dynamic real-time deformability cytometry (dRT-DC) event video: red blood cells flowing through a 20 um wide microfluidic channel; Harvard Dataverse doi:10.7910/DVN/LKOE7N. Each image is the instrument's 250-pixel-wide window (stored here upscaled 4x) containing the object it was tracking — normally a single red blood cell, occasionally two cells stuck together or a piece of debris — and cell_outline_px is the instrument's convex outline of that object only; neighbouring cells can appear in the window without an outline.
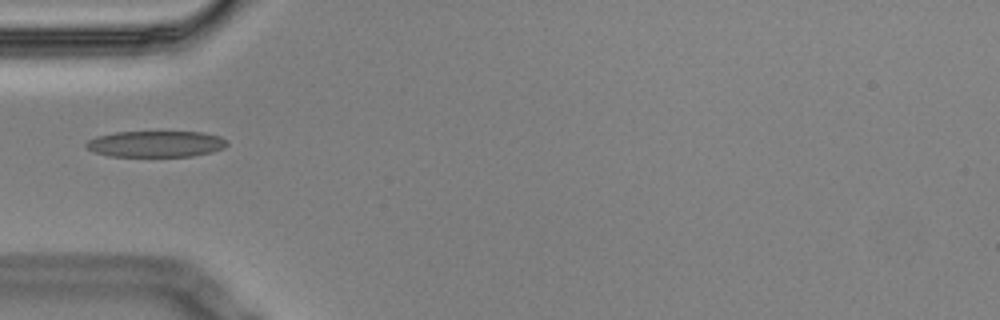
{"species": "Egyptian fruit bat (a non-hibernating species)", "species_latin": "Rousettus aegyptiacus", "temperature_condition": "cold", "stored_images_in_passage": 7, "camera_frame_rate_fps": 3000, "um_per_image_px": 0.085, "animal": {"sex": "male"}, "frame": {"image": 1, "passage_image": 4, "time_ms": 1.0, "image_size_px": [1000, 320], "cell_outline_px": [[228, 144], [224, 148], [212, 152], [192, 156], [108, 156], [92, 152], [84, 144], [88, 140], [96, 136], [116, 132], [204, 132], [220, 136], [228, 140]], "centroid_in_image_um": [13.26, 12.23], "position_along_channel_um": 71.7, "area_um2": 21.68}}
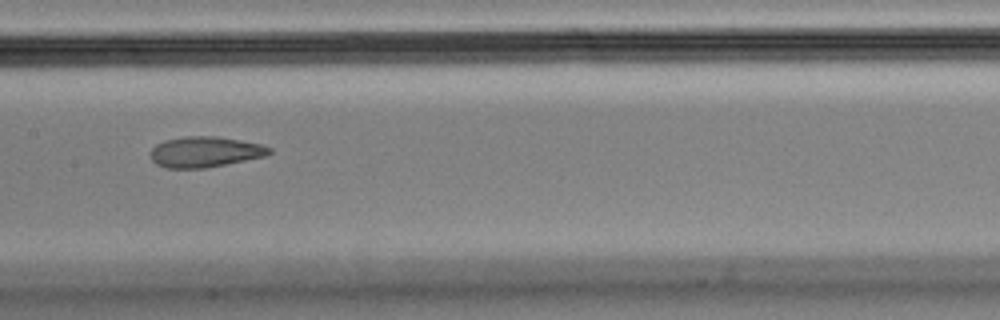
{"frame": {"image": 2, "passage_image": 7, "time_ms": 2.0, "image_size_px": [1000, 320], "cell_outline_px": [[272, 152], [264, 156], [204, 168], [168, 168], [156, 164], [152, 160], [148, 152], [156, 144], [164, 140], [184, 136], [216, 136], [240, 140], [260, 144], [272, 148]], "centroid_in_image_um": [17.37, 12.9], "position_along_channel_um": 190.0, "area_um2": 21.15}}